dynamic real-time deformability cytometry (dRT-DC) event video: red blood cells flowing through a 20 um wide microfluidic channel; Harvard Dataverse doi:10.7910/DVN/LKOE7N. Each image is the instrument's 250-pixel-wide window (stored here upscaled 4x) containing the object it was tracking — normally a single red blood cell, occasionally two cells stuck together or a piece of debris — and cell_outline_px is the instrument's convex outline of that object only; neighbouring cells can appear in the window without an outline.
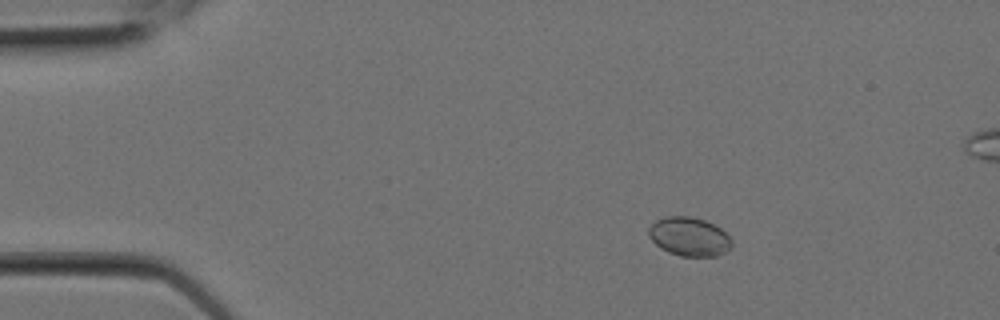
{"species": "Egyptian fruit bat (a non-hibernating species)", "species_latin": "Rousettus aegyptiacus", "temperature_condition": "room temperature", "stored_images_in_passage": 6, "camera_frame_rate_fps": 3000, "um_per_image_px": 0.085, "animal": {"sex": "female"}, "frame": {"image": 1, "passage_image": 2, "time_ms": 0.333, "image_size_px": [1000, 320], "cell_outline_px": [[732, 248], [716, 256], [680, 256], [668, 252], [660, 248], [648, 236], [648, 228], [656, 220], [668, 216], [688, 216], [704, 220], [720, 228], [732, 240]], "centroid_in_image_um": [58.57, 20.12], "position_along_channel_um": 26.4, "area_um2": 18.73}}
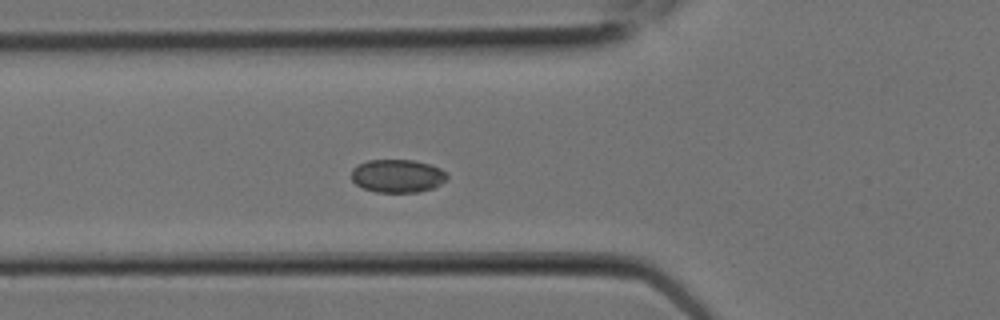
{"frame": {"image": 2, "passage_image": 6, "time_ms": 1.667, "image_size_px": [1000, 320], "cell_outline_px": [[448, 176], [440, 184], [432, 188], [416, 192], [376, 192], [364, 188], [356, 184], [352, 180], [352, 168], [356, 164], [368, 160], [412, 160], [428, 164], [440, 168]], "centroid_in_image_um": [33.74, 14.95], "position_along_channel_um": 92.1, "area_um2": 18.32}}